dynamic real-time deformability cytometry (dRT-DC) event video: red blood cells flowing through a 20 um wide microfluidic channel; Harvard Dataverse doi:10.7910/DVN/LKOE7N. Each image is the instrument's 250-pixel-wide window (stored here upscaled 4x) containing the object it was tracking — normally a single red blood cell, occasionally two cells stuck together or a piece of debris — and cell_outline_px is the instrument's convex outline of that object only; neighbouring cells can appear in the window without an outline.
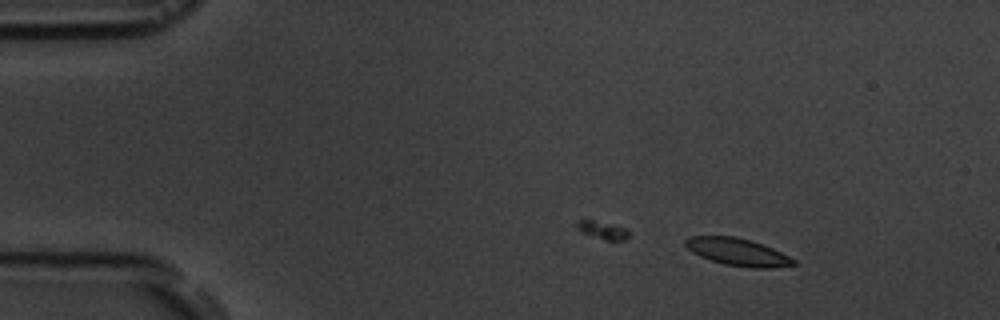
{"species": "common noctule bat (a hibernating species)", "species_latin": "Nyctalus noctula", "temperature_condition": "room temperature", "stored_images_in_passage": 11, "camera_frame_rate_fps": 3000, "um_per_image_px": 0.085, "animal": {"sex": "male", "body_mass_g": 19.5, "forearm_length_mm": 54.6}, "frame": {"image": 1, "passage_image": 2, "time_ms": 2.0, "image_size_px": [1000, 320], "cell_outline_px": [[796, 264], [772, 268], [752, 268], [724, 264], [700, 256], [692, 252], [684, 244], [684, 240], [688, 236], [736, 236], [752, 240], [772, 248], [796, 260]], "centroid_in_image_um": [62.69, 21.41], "position_along_channel_um": 22.3, "area_um2": 17.22}}
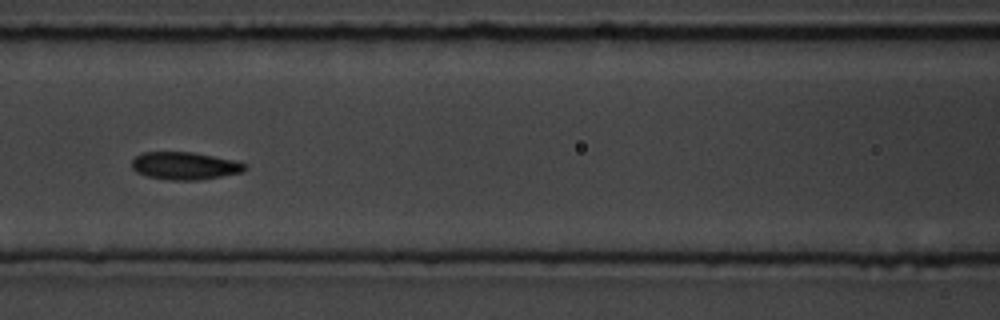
{"frame": {"image": 2, "passage_image": 7, "time_ms": 8.0, "image_size_px": [1000, 320], "cell_outline_px": [[248, 168], [240, 172], [200, 180], [168, 180], [148, 176], [136, 172], [132, 168], [132, 160], [136, 156], [144, 152], [192, 152], [232, 160], [248, 164]], "centroid_in_image_um": [15.69, 14.09], "position_along_channel_um": 150.9, "area_um2": 18.03}}
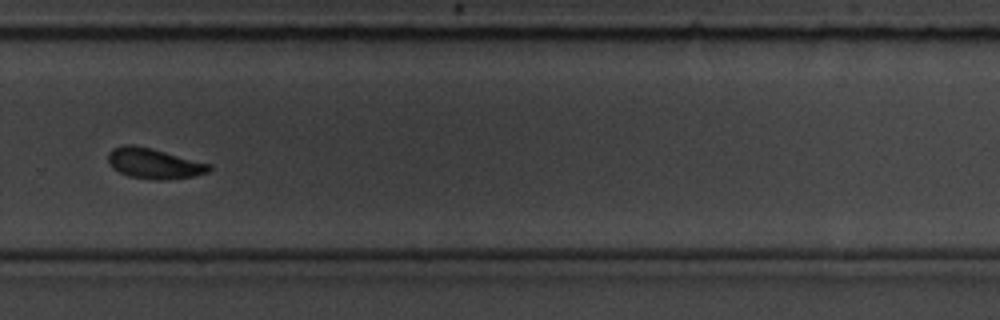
{"frame": {"image": 3, "passage_image": 11, "time_ms": 12.667, "image_size_px": [1000, 320], "cell_outline_px": [[212, 168], [208, 172], [192, 176], [160, 180], [156, 180], [128, 176], [112, 168], [108, 164], [108, 152], [112, 148], [124, 144], [132, 144], [152, 148], [212, 164]], "centroid_in_image_um": [13.06, 13.88], "position_along_channel_um": 316.7, "area_um2": 18.03}}